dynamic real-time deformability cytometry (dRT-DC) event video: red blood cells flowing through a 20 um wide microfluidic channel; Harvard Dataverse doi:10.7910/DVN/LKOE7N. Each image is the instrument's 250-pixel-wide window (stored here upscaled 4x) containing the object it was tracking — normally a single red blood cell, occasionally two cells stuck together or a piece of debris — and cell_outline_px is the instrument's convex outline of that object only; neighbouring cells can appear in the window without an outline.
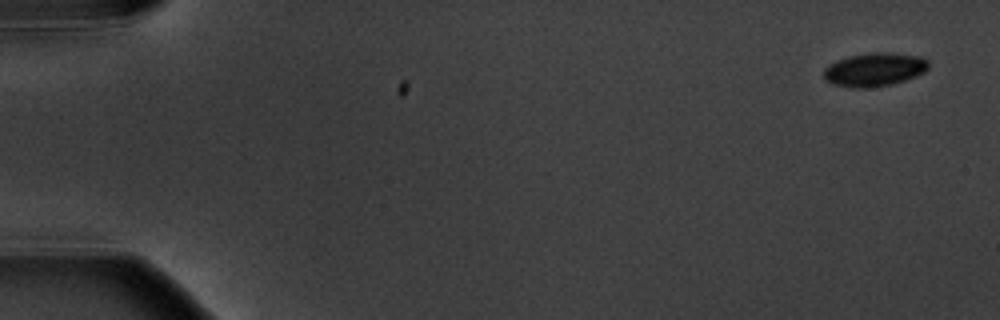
{"species": "common noctule bat (a hibernating species)", "species_latin": "Nyctalus noctula", "temperature_condition": "warm", "stored_images_in_passage": 6, "camera_frame_rate_fps": 3000, "um_per_image_px": 0.085, "animal": {"sex": "male", "body_mass_g": 20.1, "forearm_length_mm": 53.5}, "frame": {"image": 1, "passage_image": 1, "time_ms": 0.0, "image_size_px": [1000, 320], "cell_outline_px": [[928, 68], [924, 72], [916, 76], [892, 84], [864, 88], [852, 88], [832, 84], [824, 80], [824, 68], [828, 64], [836, 60], [848, 56], [872, 52], [892, 52], [920, 56], [928, 60]], "centroid_in_image_um": [74.3, 5.9], "position_along_channel_um": 10.7, "area_um2": 20.69}}
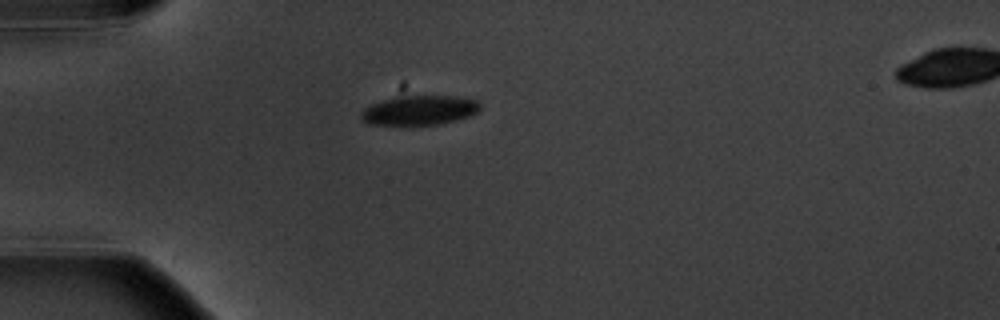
{"frame": {"image": 2, "passage_image": 5, "time_ms": 4.667, "image_size_px": [1000, 320], "cell_outline_px": [[480, 112], [456, 120], [436, 124], [368, 124], [360, 116], [360, 112], [364, 108], [372, 104], [384, 100], [408, 96], [456, 96], [476, 100], [480, 104]], "centroid_in_image_um": [35.69, 9.37], "position_along_channel_um": 49.3, "area_um2": 20.06}}